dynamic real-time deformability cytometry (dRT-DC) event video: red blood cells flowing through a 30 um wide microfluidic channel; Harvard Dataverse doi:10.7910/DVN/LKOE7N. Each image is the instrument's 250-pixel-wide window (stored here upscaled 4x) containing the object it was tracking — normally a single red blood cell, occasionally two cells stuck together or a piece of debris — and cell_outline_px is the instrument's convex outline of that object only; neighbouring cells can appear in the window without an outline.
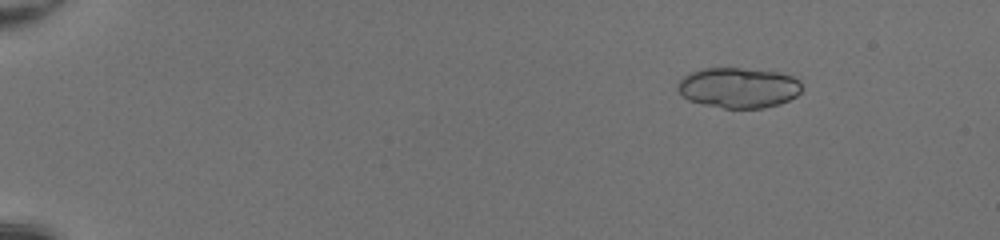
{"species": "common noctule bat (a hibernating species)", "species_latin": "Nyctalus noctula", "temperature_condition": "room temperature", "stored_images_in_passage": 51, "camera_frame_rate_fps": 3000, "um_per_image_px": 0.085, "animal": {"sex": "female", "body_mass_g": 20.0, "forearm_length_mm": 54.0}, "frame": {"image": 1, "passage_image": 8, "time_ms": 2.333, "image_size_px": [1000, 240], "cell_outline_px": [[800, 92], [796, 96], [780, 104], [764, 108], [724, 108], [704, 104], [688, 100], [676, 88], [676, 84], [688, 72], [704, 68], [740, 68], [776, 72], [792, 76], [800, 80]], "centroid_in_image_um": [62.75, 7.45], "position_along_channel_um": 22.3, "area_um2": 29.19}}